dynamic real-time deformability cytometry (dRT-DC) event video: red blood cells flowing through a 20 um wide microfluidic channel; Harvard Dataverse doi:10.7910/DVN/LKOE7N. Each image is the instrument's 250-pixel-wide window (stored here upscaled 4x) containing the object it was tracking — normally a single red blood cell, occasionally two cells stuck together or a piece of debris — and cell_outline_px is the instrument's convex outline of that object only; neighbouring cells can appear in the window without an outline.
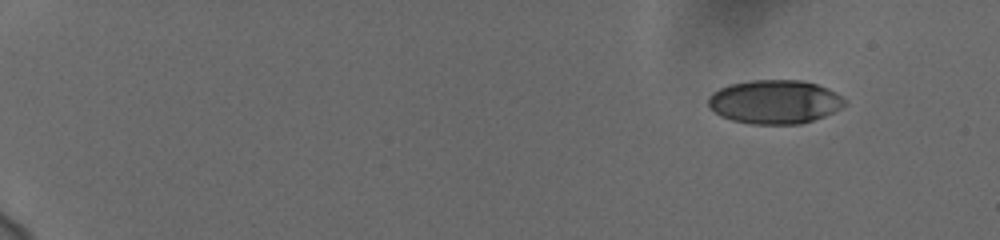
{"species": "human", "species_latin": "Homo sapiens", "temperature_condition": "cold", "stored_images_in_passage": 53, "camera_frame_rate_fps": 3000, "um_per_image_px": 0.085, "donor": {"sex": "female"}, "frame": {"image": 1, "passage_image": 1, "time_ms": 0.0, "image_size_px": [1000, 240], "cell_outline_px": [[848, 104], [824, 116], [800, 124], [752, 124], [732, 120], [720, 116], [708, 104], [708, 96], [712, 92], [728, 84], [752, 80], [804, 80], [828, 88], [836, 92], [848, 100]], "centroid_in_image_um": [65.87, 8.64], "position_along_channel_um": 19.1, "area_um2": 35.03}}
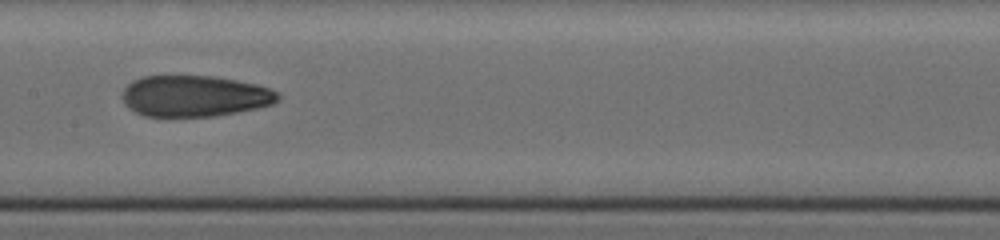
{"frame": {"image": 2, "passage_image": 28, "time_ms": 9.0, "image_size_px": [1000, 240], "cell_outline_px": [[280, 100], [272, 104], [256, 108], [216, 116], [144, 116], [128, 108], [124, 104], [124, 88], [132, 80], [144, 76], [216, 76], [256, 84], [280, 92]], "centroid_in_image_um": [16.56, 8.16], "position_along_channel_um": 190.8, "area_um2": 37.34}}
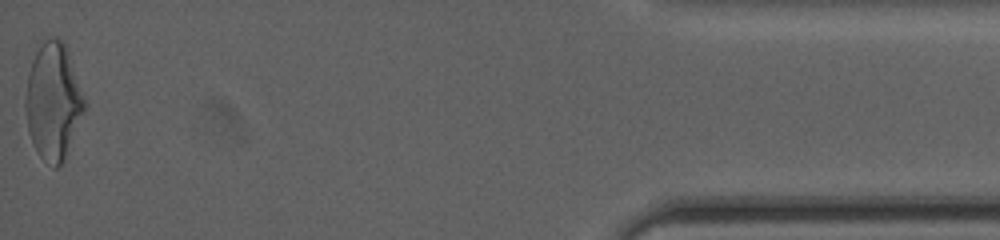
{"frame": {"image": 3, "passage_image": 53, "time_ms": 17.333, "image_size_px": [1000, 240], "cell_outline_px": [[88, 104], [64, 156], [60, 164], [56, 168], [52, 168], [40, 156], [32, 144], [28, 132], [24, 108], [24, 100], [28, 72], [32, 60], [36, 52], [44, 40], [56, 36], [64, 40]], "centroid_in_image_um": [4.51, 8.58], "position_along_channel_um": 430.7, "area_um2": 40.34}, "authors_computed_cell_mechanics": {"area_um2": 37.3388, "velocity_mm_per_s": 3.7165, "shape_relaxation_time_tau1_ms": 9.0082, "shape_relaxation_time_tau2_ms": 1.9618, "deformation_change_tau1": 0.2245, "deformation_change_tau2": 0.0864}}